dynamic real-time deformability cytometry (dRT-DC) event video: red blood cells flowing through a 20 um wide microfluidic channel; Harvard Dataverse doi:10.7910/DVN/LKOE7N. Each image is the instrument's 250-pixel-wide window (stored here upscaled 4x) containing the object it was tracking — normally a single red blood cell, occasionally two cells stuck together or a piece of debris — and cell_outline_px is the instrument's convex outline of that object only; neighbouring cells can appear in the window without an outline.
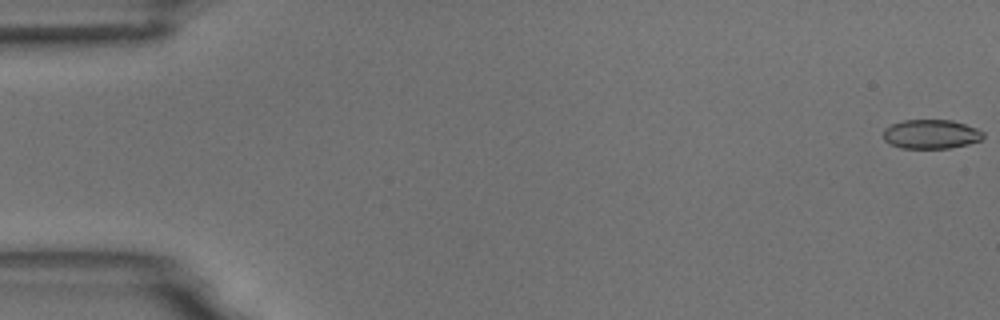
{"species": "common noctule bat (a hibernating species)", "species_latin": "Nyctalus noctula", "temperature_condition": "room temperature", "stored_images_in_passage": 4, "camera_frame_rate_fps": 3000, "um_per_image_px": 0.085, "animal": {"sex": "male", "body_mass_g": 18.8}, "frame": {"image": 1, "passage_image": 1, "time_ms": 0.0, "image_size_px": [1000, 320], "cell_outline_px": [[984, 136], [980, 140], [968, 144], [948, 148], [900, 148], [888, 144], [884, 140], [884, 128], [892, 124], [904, 120], [952, 120], [976, 128], [984, 132]], "centroid_in_image_um": [79.12, 11.41], "position_along_channel_um": 5.9, "area_um2": 16.99}}